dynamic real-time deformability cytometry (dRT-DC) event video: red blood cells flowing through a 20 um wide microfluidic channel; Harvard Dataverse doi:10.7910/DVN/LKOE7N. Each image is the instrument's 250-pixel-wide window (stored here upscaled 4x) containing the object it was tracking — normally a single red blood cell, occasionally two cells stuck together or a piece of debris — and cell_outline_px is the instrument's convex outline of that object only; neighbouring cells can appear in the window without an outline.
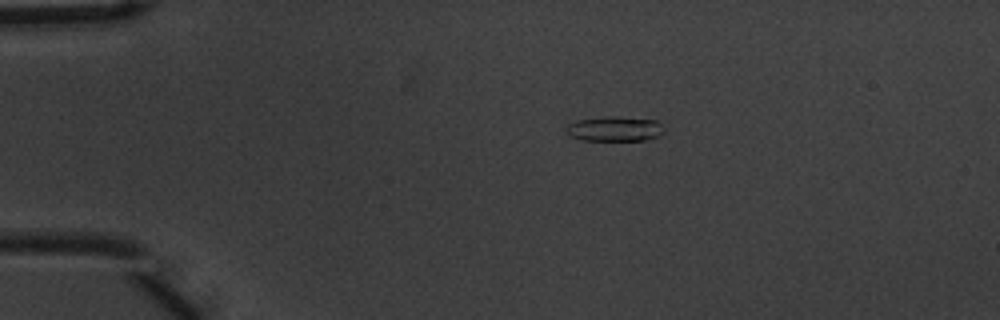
{"species": "common noctule bat (a hibernating species)", "species_latin": "Nyctalus noctula", "temperature_condition": "warm", "stored_images_in_passage": 55, "camera_frame_rate_fps": 3000, "um_per_image_px": 0.085, "animal": {"sex": "male", "body_mass_g": 20.1, "forearm_length_mm": 53.5}, "frame": {"image": 1, "passage_image": 11, "time_ms": 3.333, "image_size_px": [1000, 320], "cell_outline_px": [[664, 132], [660, 136], [644, 140], [584, 140], [568, 136], [564, 128], [568, 124], [576, 120], [604, 116], [616, 116], [656, 120], [664, 128]], "centroid_in_image_um": [52.22, 10.94], "position_along_channel_um": 32.8, "area_um2": 14.39}}
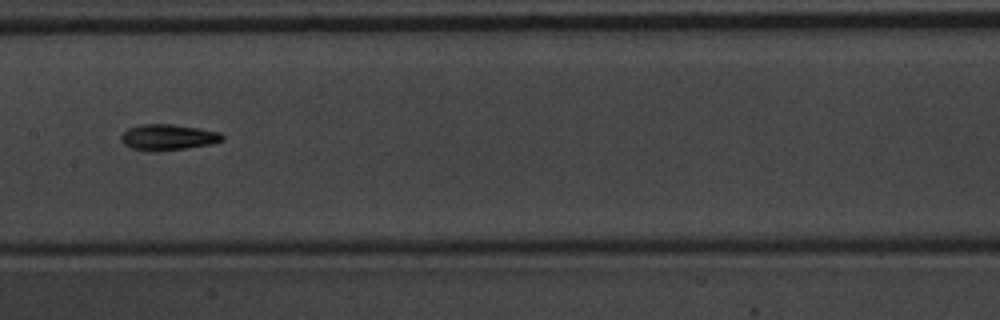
{"frame": {"image": 2, "passage_image": 28, "time_ms": 9.0, "image_size_px": [1000, 320], "cell_outline_px": [[224, 140], [212, 144], [188, 148], [152, 152], [148, 152], [132, 148], [124, 144], [120, 140], [120, 136], [128, 128], [140, 124], [172, 124], [200, 128], [220, 132], [224, 136]], "centroid_in_image_um": [14.28, 11.67], "position_along_channel_um": 193.1, "area_um2": 15.55}}
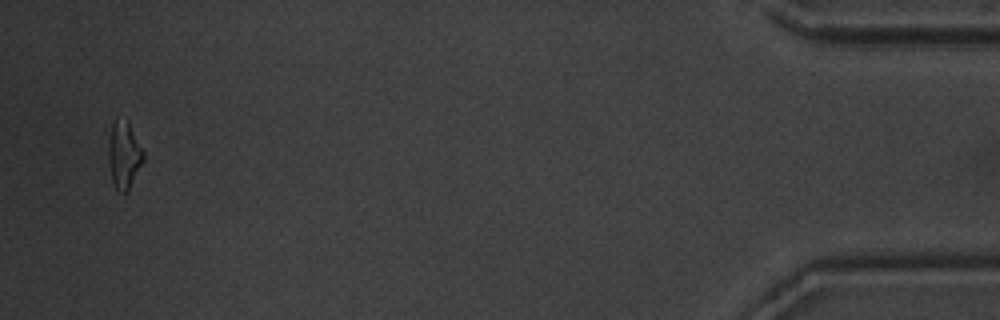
{"frame": {"image": 3, "passage_image": 53, "time_ms": 17.333, "image_size_px": [1000, 320], "cell_outline_px": [[144, 160], [128, 192], [120, 192], [116, 188], [112, 180], [108, 156], [108, 148], [112, 124], [116, 116], [128, 120], [144, 152]], "centroid_in_image_um": [10.55, 13.14], "position_along_channel_um": 424.6, "area_um2": 13.76}, "authors_computed_cell_mechanics": {"area_um2": 14.2188, "velocity_mm_per_s": 3.7297, "shape_relaxation_time_tau1_ms": 3.314, "shape_relaxation_time_tau2_ms": 5.4204, "deformation_change_tau1": 0.1373, "deformation_change_tau2": 0.1524}}